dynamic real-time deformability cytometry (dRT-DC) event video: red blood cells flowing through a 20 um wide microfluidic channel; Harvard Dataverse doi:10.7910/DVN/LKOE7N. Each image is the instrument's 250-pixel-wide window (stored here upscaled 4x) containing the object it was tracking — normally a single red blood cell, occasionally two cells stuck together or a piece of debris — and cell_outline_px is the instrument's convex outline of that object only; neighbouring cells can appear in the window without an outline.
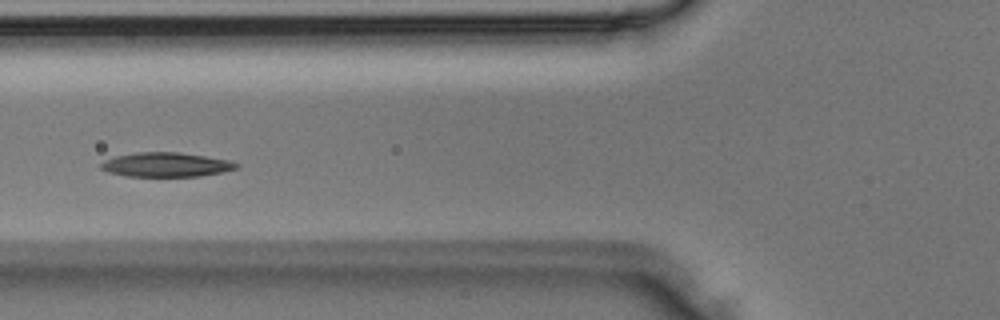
{"species": "Egyptian fruit bat (a non-hibernating species)", "species_latin": "Rousettus aegyptiacus", "temperature_condition": "room temperature", "stored_images_in_passage": 3, "camera_frame_rate_fps": 3000, "um_per_image_px": 0.085, "animal": {"sex": "male"}, "frame": {"image": 1, "passage_image": 3, "time_ms": 0.667, "image_size_px": [1000, 320], "cell_outline_px": [[240, 164], [236, 168], [220, 172], [200, 176], [124, 176], [108, 172], [100, 168], [100, 164], [104, 160], [116, 156], [136, 152], [180, 152], [228, 160]], "centroid_in_image_um": [14.07, 13.99], "position_along_channel_um": 111.7, "area_um2": 19.07}}